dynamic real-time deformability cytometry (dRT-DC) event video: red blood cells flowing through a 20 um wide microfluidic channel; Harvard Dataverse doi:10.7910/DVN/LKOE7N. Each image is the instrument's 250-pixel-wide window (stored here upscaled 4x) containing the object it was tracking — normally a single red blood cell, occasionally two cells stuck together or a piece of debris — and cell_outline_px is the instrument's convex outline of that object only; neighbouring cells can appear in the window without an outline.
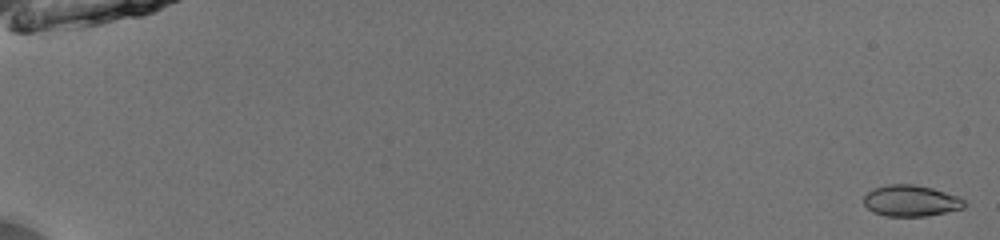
{"species": "common noctule bat (a hibernating species)", "species_latin": "Nyctalus noctula", "temperature_condition": "room temperature", "stored_images_in_passage": 53, "camera_frame_rate_fps": 3000, "um_per_image_px": 0.085, "animal": {"sex": "male", "body_mass_g": 13.0, "forearm_length_mm": 53.1}, "frame": {"image": 1, "passage_image": 1, "time_ms": 0.0, "image_size_px": [1000, 240], "cell_outline_px": [[964, 208], [924, 216], [884, 216], [872, 212], [864, 204], [864, 196], [872, 188], [888, 184], [912, 184], [932, 188], [960, 196], [964, 200]], "centroid_in_image_um": [77.4, 17.06], "position_along_channel_um": 7.6, "area_um2": 18.32}}
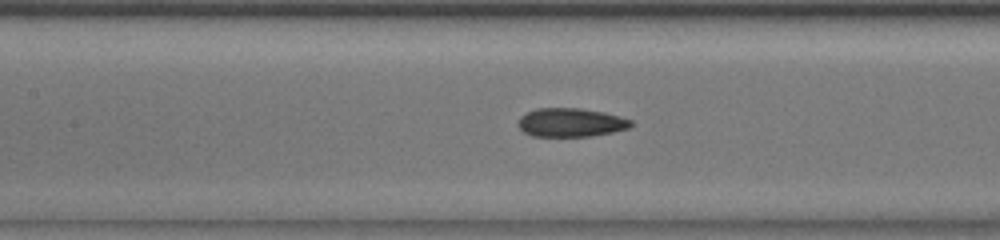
{"frame": {"image": 2, "passage_image": 27, "time_ms": 8.667, "image_size_px": [1000, 240], "cell_outline_px": [[632, 128], [592, 136], [532, 136], [524, 132], [516, 124], [520, 116], [536, 108], [580, 108], [604, 112], [620, 116], [632, 120]], "centroid_in_image_um": [48.53, 10.41], "position_along_channel_um": 158.9, "area_um2": 19.02}}
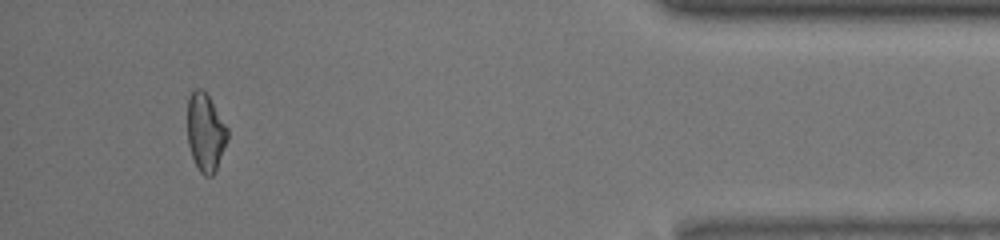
{"frame": {"image": 3, "passage_image": 50, "time_ms": 16.333, "image_size_px": [1000, 240], "cell_outline_px": [[228, 140], [216, 168], [212, 176], [204, 176], [200, 172], [192, 156], [188, 144], [188, 96], [192, 88], [200, 88], [208, 96], [228, 128]], "centroid_in_image_um": [17.46, 11.23], "position_along_channel_um": 417.7, "area_um2": 18.09}, "authors_computed_cell_mechanics": {"area_um2": 18.7272, "velocity_mm_per_s": 3.9876, "shape_relaxation_time_tau1_ms": null, "shape_relaxation_time_tau2_ms": 2.6899, "deformation_change_tau1": null, "deformation_change_tau2": 0.0667}}